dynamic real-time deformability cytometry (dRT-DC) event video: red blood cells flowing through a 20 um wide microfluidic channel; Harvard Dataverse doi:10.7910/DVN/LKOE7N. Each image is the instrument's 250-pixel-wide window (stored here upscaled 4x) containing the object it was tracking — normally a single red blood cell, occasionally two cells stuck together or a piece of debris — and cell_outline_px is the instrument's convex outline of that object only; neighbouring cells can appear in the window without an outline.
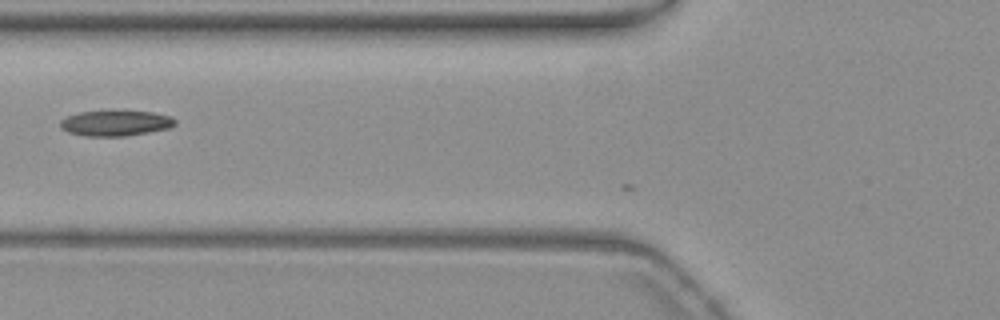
{"species": "common noctule bat (a hibernating species)", "species_latin": "Nyctalus noctula", "temperature_condition": "warm", "stored_images_in_passage": 30, "camera_frame_rate_fps": 3000, "um_per_image_px": 0.085, "animal": {"sex": "female", "body_mass_g": 19.3, "forearm_length_mm": 54.1}, "frame": {"image": 1, "passage_image": 3, "time_ms": 0.667, "image_size_px": [1000, 320], "cell_outline_px": [[176, 124], [168, 128], [148, 132], [124, 136], [84, 136], [68, 132], [60, 128], [60, 120], [68, 116], [80, 112], [120, 108], [152, 112], [172, 116], [176, 120]], "centroid_in_image_um": [9.83, 10.42], "position_along_channel_um": 116.0, "area_um2": 17.8}}
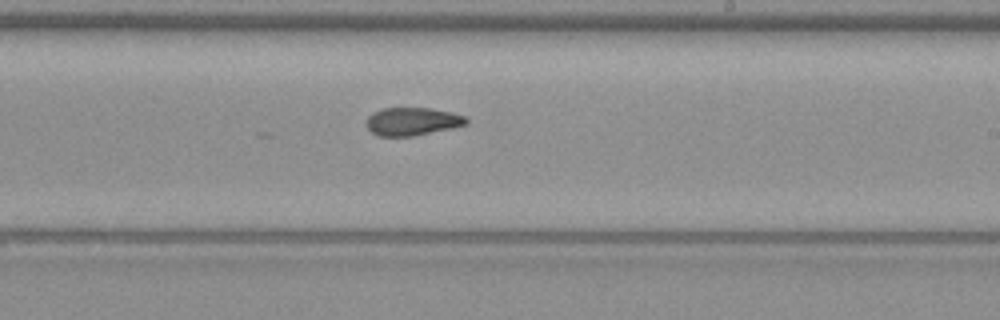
{"frame": {"image": 2, "passage_image": 14, "time_ms": 4.333, "image_size_px": [1000, 320], "cell_outline_px": [[468, 124], [452, 128], [416, 136], [376, 136], [368, 128], [368, 116], [372, 112], [380, 108], [428, 108], [452, 112], [464, 116], [468, 120]], "centroid_in_image_um": [35.05, 10.32], "position_along_channel_um": 253.9, "area_um2": 16.36}}
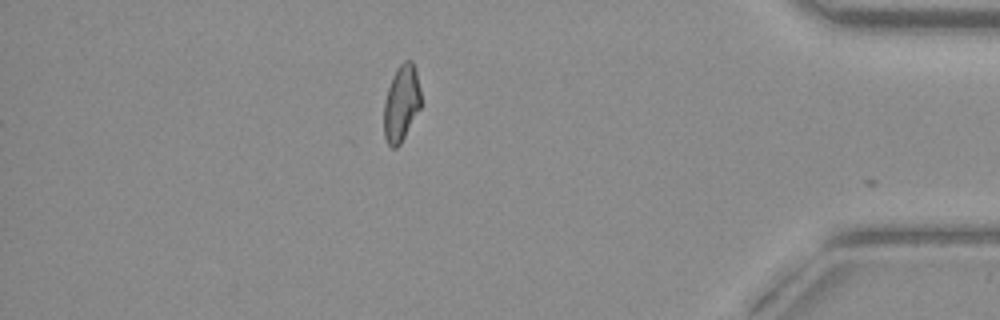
{"frame": {"image": 3, "passage_image": 29, "time_ms": 9.333, "image_size_px": [1000, 320], "cell_outline_px": [[420, 108], [400, 144], [396, 148], [392, 148], [388, 144], [384, 136], [384, 104], [388, 88], [392, 76], [396, 68], [404, 60], [412, 60], [416, 68], [420, 88]], "centroid_in_image_um": [34.11, 8.74], "position_along_channel_um": 401.1, "area_um2": 16.47}, "authors_computed_cell_mechanics": {"area_um2": 16.7909, "velocity_mm_per_s": 3.7608, "shape_relaxation_time_tau1_ms": null, "shape_relaxation_time_tau2_ms": 1.6597, "deformation_change_tau1": null, "deformation_change_tau2": 0.0712}}